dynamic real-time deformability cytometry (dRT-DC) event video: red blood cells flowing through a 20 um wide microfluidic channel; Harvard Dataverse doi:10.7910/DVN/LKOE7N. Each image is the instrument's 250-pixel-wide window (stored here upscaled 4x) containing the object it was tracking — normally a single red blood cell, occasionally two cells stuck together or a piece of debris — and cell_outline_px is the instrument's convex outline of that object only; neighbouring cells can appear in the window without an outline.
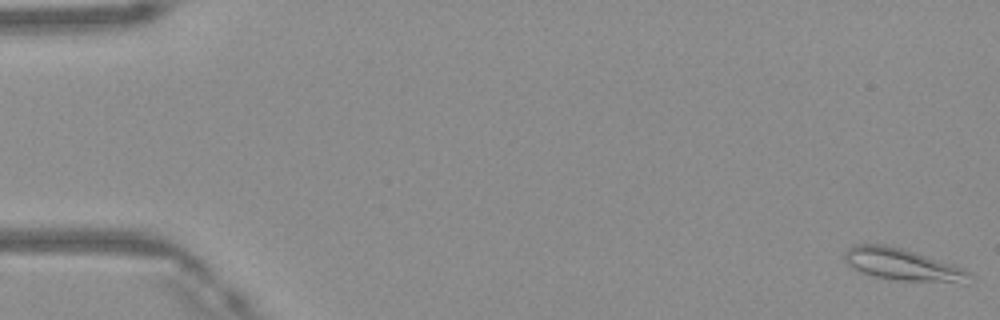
{"species": "Egyptian fruit bat (a non-hibernating species)", "species_latin": "Rousettus aegyptiacus", "temperature_condition": "warm", "stored_images_in_passage": 16, "camera_frame_rate_fps": 3000, "um_per_image_px": 0.085, "frame": {"image": 1, "passage_image": 1, "time_ms": 0.0, "image_size_px": [1000, 320], "cell_outline_px": [[972, 276], [964, 284], [896, 280], [856, 272], [844, 260], [844, 252], [848, 248], [856, 244], [884, 244], [916, 252], [956, 264], [972, 272]], "centroid_in_image_um": [76.78, 22.51], "position_along_channel_um": 8.2, "area_um2": 23.87}}